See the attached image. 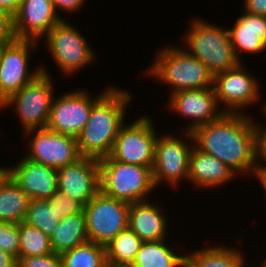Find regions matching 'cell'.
Returning <instances> with one entry per match:
<instances>
[{
  "mask_svg": "<svg viewBox=\"0 0 266 267\" xmlns=\"http://www.w3.org/2000/svg\"><path fill=\"white\" fill-rule=\"evenodd\" d=\"M247 113H226L191 131L194 146L213 155L237 176L250 177L256 163L255 118ZM241 175V176H240Z\"/></svg>",
  "mask_w": 266,
  "mask_h": 267,
  "instance_id": "obj_1",
  "label": "cell"
},
{
  "mask_svg": "<svg viewBox=\"0 0 266 267\" xmlns=\"http://www.w3.org/2000/svg\"><path fill=\"white\" fill-rule=\"evenodd\" d=\"M132 94L113 85L92 106L88 122L76 137L81 156L101 159L110 155L119 130L127 120L126 109L133 101Z\"/></svg>",
  "mask_w": 266,
  "mask_h": 267,
  "instance_id": "obj_2",
  "label": "cell"
},
{
  "mask_svg": "<svg viewBox=\"0 0 266 267\" xmlns=\"http://www.w3.org/2000/svg\"><path fill=\"white\" fill-rule=\"evenodd\" d=\"M183 46L168 44L159 48L145 74L158 83L171 86L170 95L183 90L213 87L214 75Z\"/></svg>",
  "mask_w": 266,
  "mask_h": 267,
  "instance_id": "obj_3",
  "label": "cell"
},
{
  "mask_svg": "<svg viewBox=\"0 0 266 267\" xmlns=\"http://www.w3.org/2000/svg\"><path fill=\"white\" fill-rule=\"evenodd\" d=\"M184 32L183 47L192 56L198 58L215 75L239 66L229 38L228 29L213 22L193 17Z\"/></svg>",
  "mask_w": 266,
  "mask_h": 267,
  "instance_id": "obj_4",
  "label": "cell"
},
{
  "mask_svg": "<svg viewBox=\"0 0 266 267\" xmlns=\"http://www.w3.org/2000/svg\"><path fill=\"white\" fill-rule=\"evenodd\" d=\"M99 164L100 190L108 196L132 204L148 201L156 192L152 167L123 163L110 156L99 159Z\"/></svg>",
  "mask_w": 266,
  "mask_h": 267,
  "instance_id": "obj_5",
  "label": "cell"
},
{
  "mask_svg": "<svg viewBox=\"0 0 266 267\" xmlns=\"http://www.w3.org/2000/svg\"><path fill=\"white\" fill-rule=\"evenodd\" d=\"M42 72L0 105V110L13 108L22 133L28 130L47 127L52 99L55 95L54 80L45 64Z\"/></svg>",
  "mask_w": 266,
  "mask_h": 267,
  "instance_id": "obj_6",
  "label": "cell"
},
{
  "mask_svg": "<svg viewBox=\"0 0 266 267\" xmlns=\"http://www.w3.org/2000/svg\"><path fill=\"white\" fill-rule=\"evenodd\" d=\"M66 19L57 23L42 39L44 49L64 76H71L90 66L96 53L77 26ZM69 75V76H68Z\"/></svg>",
  "mask_w": 266,
  "mask_h": 267,
  "instance_id": "obj_7",
  "label": "cell"
},
{
  "mask_svg": "<svg viewBox=\"0 0 266 267\" xmlns=\"http://www.w3.org/2000/svg\"><path fill=\"white\" fill-rule=\"evenodd\" d=\"M180 132V136L169 132L156 138L152 167L156 188L167 184L175 190L181 182L188 181L189 156L194 142L190 131L181 129Z\"/></svg>",
  "mask_w": 266,
  "mask_h": 267,
  "instance_id": "obj_8",
  "label": "cell"
},
{
  "mask_svg": "<svg viewBox=\"0 0 266 267\" xmlns=\"http://www.w3.org/2000/svg\"><path fill=\"white\" fill-rule=\"evenodd\" d=\"M131 122L121 126L109 156L123 163L153 167L155 142L160 134L154 120L144 114Z\"/></svg>",
  "mask_w": 266,
  "mask_h": 267,
  "instance_id": "obj_9",
  "label": "cell"
},
{
  "mask_svg": "<svg viewBox=\"0 0 266 267\" xmlns=\"http://www.w3.org/2000/svg\"><path fill=\"white\" fill-rule=\"evenodd\" d=\"M39 43L18 39L0 46V105L42 72L41 63L30 68L31 56Z\"/></svg>",
  "mask_w": 266,
  "mask_h": 267,
  "instance_id": "obj_10",
  "label": "cell"
},
{
  "mask_svg": "<svg viewBox=\"0 0 266 267\" xmlns=\"http://www.w3.org/2000/svg\"><path fill=\"white\" fill-rule=\"evenodd\" d=\"M104 87L98 94L89 93L87 88L71 90L54 95L51 103L47 128L57 133L77 137L90 117L92 106L112 87Z\"/></svg>",
  "mask_w": 266,
  "mask_h": 267,
  "instance_id": "obj_11",
  "label": "cell"
},
{
  "mask_svg": "<svg viewBox=\"0 0 266 267\" xmlns=\"http://www.w3.org/2000/svg\"><path fill=\"white\" fill-rule=\"evenodd\" d=\"M130 203L117 200L100 190L84 206L88 240L106 246L128 227Z\"/></svg>",
  "mask_w": 266,
  "mask_h": 267,
  "instance_id": "obj_12",
  "label": "cell"
},
{
  "mask_svg": "<svg viewBox=\"0 0 266 267\" xmlns=\"http://www.w3.org/2000/svg\"><path fill=\"white\" fill-rule=\"evenodd\" d=\"M259 81L243 63L215 74L213 87L219 107L226 113H248L244 109L262 100Z\"/></svg>",
  "mask_w": 266,
  "mask_h": 267,
  "instance_id": "obj_13",
  "label": "cell"
},
{
  "mask_svg": "<svg viewBox=\"0 0 266 267\" xmlns=\"http://www.w3.org/2000/svg\"><path fill=\"white\" fill-rule=\"evenodd\" d=\"M23 134L30 136L25 157L34 162L60 169L82 157L76 137L57 133L47 127L28 130Z\"/></svg>",
  "mask_w": 266,
  "mask_h": 267,
  "instance_id": "obj_14",
  "label": "cell"
},
{
  "mask_svg": "<svg viewBox=\"0 0 266 267\" xmlns=\"http://www.w3.org/2000/svg\"><path fill=\"white\" fill-rule=\"evenodd\" d=\"M169 96L168 112L186 118L189 122L183 131H192L197 126L218 119L224 111L219 107L214 87L183 90ZM171 110V111H170Z\"/></svg>",
  "mask_w": 266,
  "mask_h": 267,
  "instance_id": "obj_15",
  "label": "cell"
},
{
  "mask_svg": "<svg viewBox=\"0 0 266 267\" xmlns=\"http://www.w3.org/2000/svg\"><path fill=\"white\" fill-rule=\"evenodd\" d=\"M58 190L83 206L100 191L99 159L81 157L57 169Z\"/></svg>",
  "mask_w": 266,
  "mask_h": 267,
  "instance_id": "obj_16",
  "label": "cell"
},
{
  "mask_svg": "<svg viewBox=\"0 0 266 267\" xmlns=\"http://www.w3.org/2000/svg\"><path fill=\"white\" fill-rule=\"evenodd\" d=\"M51 0H20L19 10L14 16L18 39L42 40L62 19Z\"/></svg>",
  "mask_w": 266,
  "mask_h": 267,
  "instance_id": "obj_17",
  "label": "cell"
},
{
  "mask_svg": "<svg viewBox=\"0 0 266 267\" xmlns=\"http://www.w3.org/2000/svg\"><path fill=\"white\" fill-rule=\"evenodd\" d=\"M19 160L7 166L6 172L31 199L48 200L57 192V169L25 156Z\"/></svg>",
  "mask_w": 266,
  "mask_h": 267,
  "instance_id": "obj_18",
  "label": "cell"
},
{
  "mask_svg": "<svg viewBox=\"0 0 266 267\" xmlns=\"http://www.w3.org/2000/svg\"><path fill=\"white\" fill-rule=\"evenodd\" d=\"M167 205L152 199L130 204L128 227L142 242L158 241L169 238V219L165 214ZM168 235V236H167Z\"/></svg>",
  "mask_w": 266,
  "mask_h": 267,
  "instance_id": "obj_19",
  "label": "cell"
},
{
  "mask_svg": "<svg viewBox=\"0 0 266 267\" xmlns=\"http://www.w3.org/2000/svg\"><path fill=\"white\" fill-rule=\"evenodd\" d=\"M235 178L237 175L227 165L193 146L188 166V182L193 183V189L213 191Z\"/></svg>",
  "mask_w": 266,
  "mask_h": 267,
  "instance_id": "obj_20",
  "label": "cell"
},
{
  "mask_svg": "<svg viewBox=\"0 0 266 267\" xmlns=\"http://www.w3.org/2000/svg\"><path fill=\"white\" fill-rule=\"evenodd\" d=\"M234 25L227 27L230 42L239 60L243 62L241 53H266V16H259L243 11Z\"/></svg>",
  "mask_w": 266,
  "mask_h": 267,
  "instance_id": "obj_21",
  "label": "cell"
},
{
  "mask_svg": "<svg viewBox=\"0 0 266 267\" xmlns=\"http://www.w3.org/2000/svg\"><path fill=\"white\" fill-rule=\"evenodd\" d=\"M187 252L185 267H247L244 250L242 253L237 246L212 245Z\"/></svg>",
  "mask_w": 266,
  "mask_h": 267,
  "instance_id": "obj_22",
  "label": "cell"
},
{
  "mask_svg": "<svg viewBox=\"0 0 266 267\" xmlns=\"http://www.w3.org/2000/svg\"><path fill=\"white\" fill-rule=\"evenodd\" d=\"M31 198L6 172L0 179V221L24 222Z\"/></svg>",
  "mask_w": 266,
  "mask_h": 267,
  "instance_id": "obj_23",
  "label": "cell"
},
{
  "mask_svg": "<svg viewBox=\"0 0 266 267\" xmlns=\"http://www.w3.org/2000/svg\"><path fill=\"white\" fill-rule=\"evenodd\" d=\"M167 239L142 242L132 266L134 267H185V254L167 244ZM176 250V251H175Z\"/></svg>",
  "mask_w": 266,
  "mask_h": 267,
  "instance_id": "obj_24",
  "label": "cell"
},
{
  "mask_svg": "<svg viewBox=\"0 0 266 267\" xmlns=\"http://www.w3.org/2000/svg\"><path fill=\"white\" fill-rule=\"evenodd\" d=\"M88 240L84 212L62 218L55 231L50 236L54 253L61 254L81 245Z\"/></svg>",
  "mask_w": 266,
  "mask_h": 267,
  "instance_id": "obj_25",
  "label": "cell"
},
{
  "mask_svg": "<svg viewBox=\"0 0 266 267\" xmlns=\"http://www.w3.org/2000/svg\"><path fill=\"white\" fill-rule=\"evenodd\" d=\"M141 243V239L127 227L105 246L106 262L110 264H132Z\"/></svg>",
  "mask_w": 266,
  "mask_h": 267,
  "instance_id": "obj_26",
  "label": "cell"
},
{
  "mask_svg": "<svg viewBox=\"0 0 266 267\" xmlns=\"http://www.w3.org/2000/svg\"><path fill=\"white\" fill-rule=\"evenodd\" d=\"M62 267H104L105 247L91 241L60 254Z\"/></svg>",
  "mask_w": 266,
  "mask_h": 267,
  "instance_id": "obj_27",
  "label": "cell"
},
{
  "mask_svg": "<svg viewBox=\"0 0 266 267\" xmlns=\"http://www.w3.org/2000/svg\"><path fill=\"white\" fill-rule=\"evenodd\" d=\"M61 221L60 214L47 200L31 199L24 222L38 228L49 238Z\"/></svg>",
  "mask_w": 266,
  "mask_h": 267,
  "instance_id": "obj_28",
  "label": "cell"
},
{
  "mask_svg": "<svg viewBox=\"0 0 266 267\" xmlns=\"http://www.w3.org/2000/svg\"><path fill=\"white\" fill-rule=\"evenodd\" d=\"M19 257L53 253L50 238L38 228L25 222L18 223Z\"/></svg>",
  "mask_w": 266,
  "mask_h": 267,
  "instance_id": "obj_29",
  "label": "cell"
},
{
  "mask_svg": "<svg viewBox=\"0 0 266 267\" xmlns=\"http://www.w3.org/2000/svg\"><path fill=\"white\" fill-rule=\"evenodd\" d=\"M19 247L18 223L0 221V249L18 259Z\"/></svg>",
  "mask_w": 266,
  "mask_h": 267,
  "instance_id": "obj_30",
  "label": "cell"
},
{
  "mask_svg": "<svg viewBox=\"0 0 266 267\" xmlns=\"http://www.w3.org/2000/svg\"><path fill=\"white\" fill-rule=\"evenodd\" d=\"M47 201L51 206H54L57 213L60 214L61 219L81 213L84 209V206L80 202L71 199L59 190H57V192Z\"/></svg>",
  "mask_w": 266,
  "mask_h": 267,
  "instance_id": "obj_31",
  "label": "cell"
},
{
  "mask_svg": "<svg viewBox=\"0 0 266 267\" xmlns=\"http://www.w3.org/2000/svg\"><path fill=\"white\" fill-rule=\"evenodd\" d=\"M17 267H62V259L58 253L19 257Z\"/></svg>",
  "mask_w": 266,
  "mask_h": 267,
  "instance_id": "obj_32",
  "label": "cell"
},
{
  "mask_svg": "<svg viewBox=\"0 0 266 267\" xmlns=\"http://www.w3.org/2000/svg\"><path fill=\"white\" fill-rule=\"evenodd\" d=\"M17 40L14 15L0 10V46Z\"/></svg>",
  "mask_w": 266,
  "mask_h": 267,
  "instance_id": "obj_33",
  "label": "cell"
},
{
  "mask_svg": "<svg viewBox=\"0 0 266 267\" xmlns=\"http://www.w3.org/2000/svg\"><path fill=\"white\" fill-rule=\"evenodd\" d=\"M258 122L255 119L256 162L266 164V125Z\"/></svg>",
  "mask_w": 266,
  "mask_h": 267,
  "instance_id": "obj_34",
  "label": "cell"
},
{
  "mask_svg": "<svg viewBox=\"0 0 266 267\" xmlns=\"http://www.w3.org/2000/svg\"><path fill=\"white\" fill-rule=\"evenodd\" d=\"M54 4L55 10L60 14L58 11H61V14L66 12V14L78 13L80 9H82L83 5L87 3V0H51Z\"/></svg>",
  "mask_w": 266,
  "mask_h": 267,
  "instance_id": "obj_35",
  "label": "cell"
},
{
  "mask_svg": "<svg viewBox=\"0 0 266 267\" xmlns=\"http://www.w3.org/2000/svg\"><path fill=\"white\" fill-rule=\"evenodd\" d=\"M242 11L251 14L266 16V0H244Z\"/></svg>",
  "mask_w": 266,
  "mask_h": 267,
  "instance_id": "obj_36",
  "label": "cell"
},
{
  "mask_svg": "<svg viewBox=\"0 0 266 267\" xmlns=\"http://www.w3.org/2000/svg\"><path fill=\"white\" fill-rule=\"evenodd\" d=\"M255 175L256 177H254ZM256 178L266 193V164L256 162L252 168L250 177Z\"/></svg>",
  "mask_w": 266,
  "mask_h": 267,
  "instance_id": "obj_37",
  "label": "cell"
},
{
  "mask_svg": "<svg viewBox=\"0 0 266 267\" xmlns=\"http://www.w3.org/2000/svg\"><path fill=\"white\" fill-rule=\"evenodd\" d=\"M20 0H0V10L7 11L15 16L19 10Z\"/></svg>",
  "mask_w": 266,
  "mask_h": 267,
  "instance_id": "obj_38",
  "label": "cell"
},
{
  "mask_svg": "<svg viewBox=\"0 0 266 267\" xmlns=\"http://www.w3.org/2000/svg\"><path fill=\"white\" fill-rule=\"evenodd\" d=\"M0 267H17V259L0 249Z\"/></svg>",
  "mask_w": 266,
  "mask_h": 267,
  "instance_id": "obj_39",
  "label": "cell"
},
{
  "mask_svg": "<svg viewBox=\"0 0 266 267\" xmlns=\"http://www.w3.org/2000/svg\"><path fill=\"white\" fill-rule=\"evenodd\" d=\"M104 267H134L131 264H110L106 262Z\"/></svg>",
  "mask_w": 266,
  "mask_h": 267,
  "instance_id": "obj_40",
  "label": "cell"
},
{
  "mask_svg": "<svg viewBox=\"0 0 266 267\" xmlns=\"http://www.w3.org/2000/svg\"><path fill=\"white\" fill-rule=\"evenodd\" d=\"M6 173V166H3L0 164V179L3 177V175Z\"/></svg>",
  "mask_w": 266,
  "mask_h": 267,
  "instance_id": "obj_41",
  "label": "cell"
},
{
  "mask_svg": "<svg viewBox=\"0 0 266 267\" xmlns=\"http://www.w3.org/2000/svg\"><path fill=\"white\" fill-rule=\"evenodd\" d=\"M255 266L256 267H266V258L263 259V261H259V263H257Z\"/></svg>",
  "mask_w": 266,
  "mask_h": 267,
  "instance_id": "obj_42",
  "label": "cell"
},
{
  "mask_svg": "<svg viewBox=\"0 0 266 267\" xmlns=\"http://www.w3.org/2000/svg\"><path fill=\"white\" fill-rule=\"evenodd\" d=\"M264 101H266V99H265ZM262 105H263V106L261 107V109H262L263 112L265 113L264 116H266V102H264Z\"/></svg>",
  "mask_w": 266,
  "mask_h": 267,
  "instance_id": "obj_43",
  "label": "cell"
}]
</instances>
